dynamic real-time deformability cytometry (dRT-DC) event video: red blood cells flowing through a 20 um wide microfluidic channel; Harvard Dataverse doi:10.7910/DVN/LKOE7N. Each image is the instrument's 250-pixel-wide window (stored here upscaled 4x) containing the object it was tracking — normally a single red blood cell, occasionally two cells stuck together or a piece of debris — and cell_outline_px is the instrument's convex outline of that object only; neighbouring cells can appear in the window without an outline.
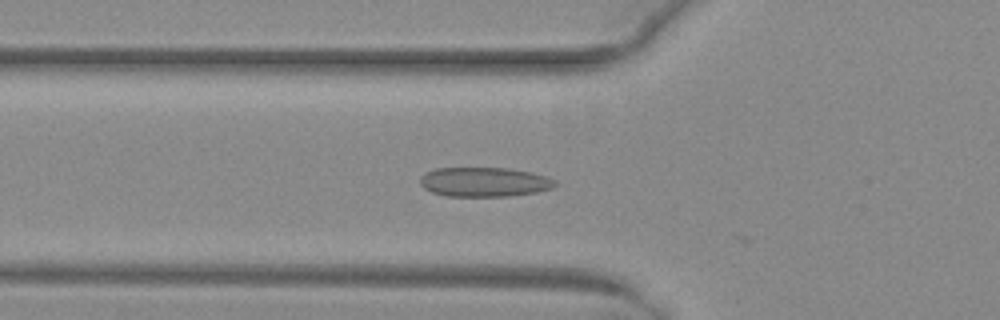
{"species": "common noctule bat (a hibernating species)", "species_latin": "Nyctalus noctula", "temperature_condition": "warm", "stored_images_in_passage": 46, "camera_frame_rate_fps": 3000, "um_per_image_px": 0.085, "animal": {"sex": "female", "body_mass_g": 29.2, "forearm_length_mm": 56.3}, "frame": {"image": 1, "passage_image": 18, "time_ms": 5.667, "image_size_px": [1000, 320], "cell_outline_px": [[556, 184], [552, 188], [536, 192], [508, 196], [448, 196], [432, 192], [424, 188], [420, 184], [420, 176], [436, 168], [508, 168], [528, 172], [544, 176], [556, 180]], "centroid_in_image_um": [41.14, 15.47], "position_along_channel_um": 84.7, "area_um2": 22.95}}
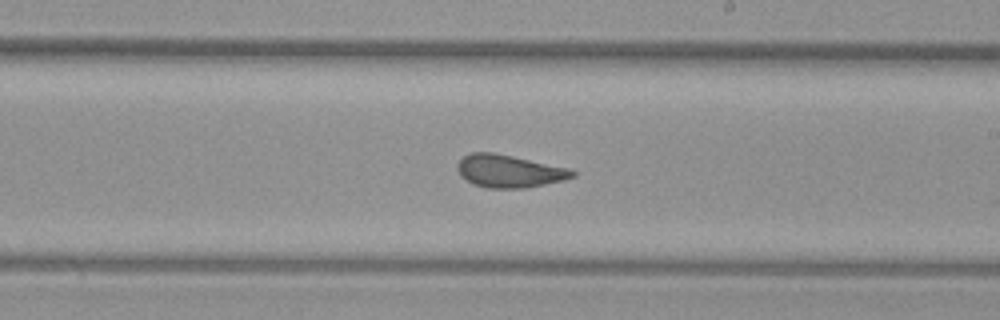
{"frame": {"image": 2, "passage_image": 30, "time_ms": 9.667, "image_size_px": [1000, 320], "cell_outline_px": [[576, 176], [564, 180], [524, 188], [484, 188], [472, 184], [464, 180], [460, 176], [456, 168], [456, 164], [464, 156], [472, 152], [492, 152], [512, 156], [568, 168], [576, 172]], "centroid_in_image_um": [43.22, 14.56], "position_along_channel_um": 245.8, "area_um2": 21.96}}
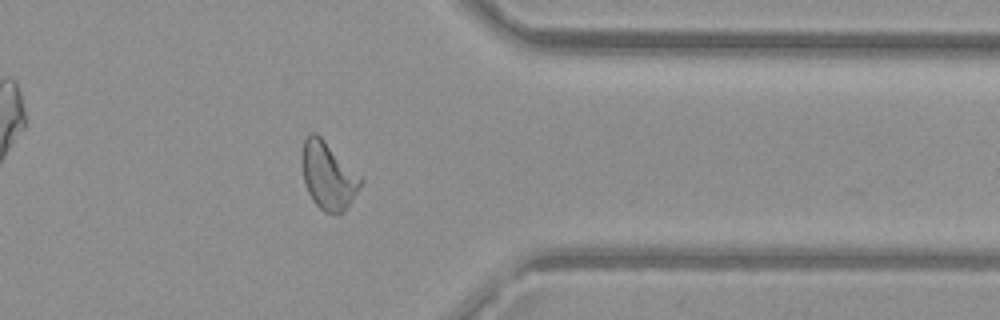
{"frame": {"image": 3, "passage_image": 41, "time_ms": 13.333, "image_size_px": [1000, 320], "cell_outline_px": [[364, 180], [344, 212], [340, 216], [336, 216], [324, 212], [312, 200], [304, 184], [300, 160], [300, 152], [304, 140], [312, 132], [316, 132]], "centroid_in_image_um": [27.85, 14.96], "position_along_channel_um": 383.5, "area_um2": 23.24}, "authors_computed_cell_mechanics": {"area_um2": 22.6287, "velocity_mm_per_s": 4.0132, "shape_relaxation_time_tau1_ms": 10.9015, "shape_relaxation_time_tau2_ms": 0.9434, "deformation_change_tau1": 0.222, "deformation_change_tau2": 0.0703}}